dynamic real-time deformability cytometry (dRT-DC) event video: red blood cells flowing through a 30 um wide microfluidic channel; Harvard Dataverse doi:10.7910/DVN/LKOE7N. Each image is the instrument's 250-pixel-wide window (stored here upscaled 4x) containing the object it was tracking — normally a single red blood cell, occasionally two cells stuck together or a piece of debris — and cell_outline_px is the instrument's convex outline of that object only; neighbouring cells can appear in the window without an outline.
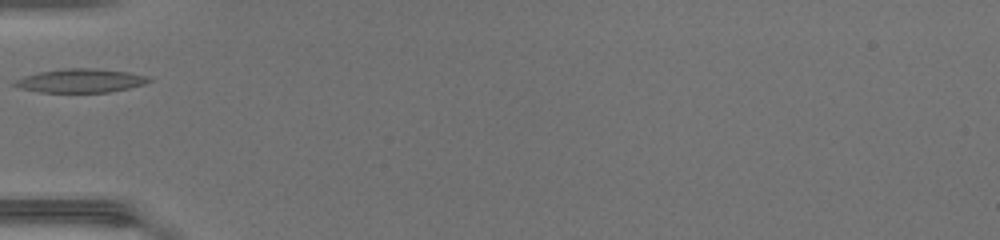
{"species": "common noctule bat (a hibernating species)", "species_latin": "Nyctalus noctula", "temperature_condition": "warm", "stored_images_in_passage": 24, "camera_frame_rate_fps": 3000, "um_per_image_px": 0.085, "animal": {"sex": "female", "body_mass_g": 17.0, "forearm_length_mm": 48.0}, "frame": {"image": 1, "passage_image": 1, "time_ms": 0.0, "image_size_px": [1000, 240], "cell_outline_px": [[152, 80], [144, 84], [128, 88], [108, 92], [40, 92], [20, 88], [12, 84], [16, 80], [24, 76], [40, 72], [60, 68], [92, 68], [128, 72], [148, 76]], "centroid_in_image_um": [6.85, 6.85], "position_along_channel_um": 78.2, "area_um2": 18.44}}
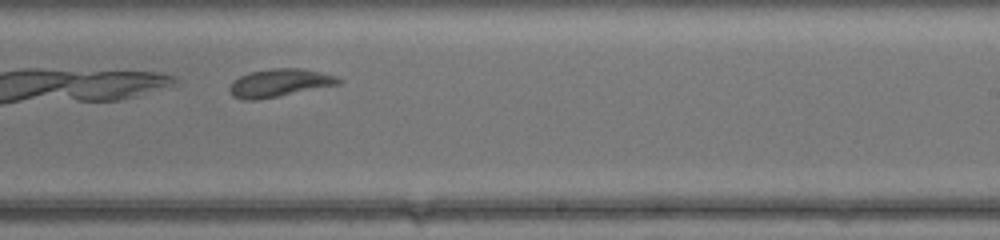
{"frame": {"image": 2, "passage_image": 14, "time_ms": 4.333, "image_size_px": [1000, 240], "cell_outline_px": [[344, 80], [340, 84], [256, 100], [244, 100], [232, 96], [228, 88], [232, 80], [248, 72], [272, 68], [304, 68], [336, 76]], "centroid_in_image_um": [23.73, 7.03], "position_along_channel_um": 265.3, "area_um2": 17.8}}